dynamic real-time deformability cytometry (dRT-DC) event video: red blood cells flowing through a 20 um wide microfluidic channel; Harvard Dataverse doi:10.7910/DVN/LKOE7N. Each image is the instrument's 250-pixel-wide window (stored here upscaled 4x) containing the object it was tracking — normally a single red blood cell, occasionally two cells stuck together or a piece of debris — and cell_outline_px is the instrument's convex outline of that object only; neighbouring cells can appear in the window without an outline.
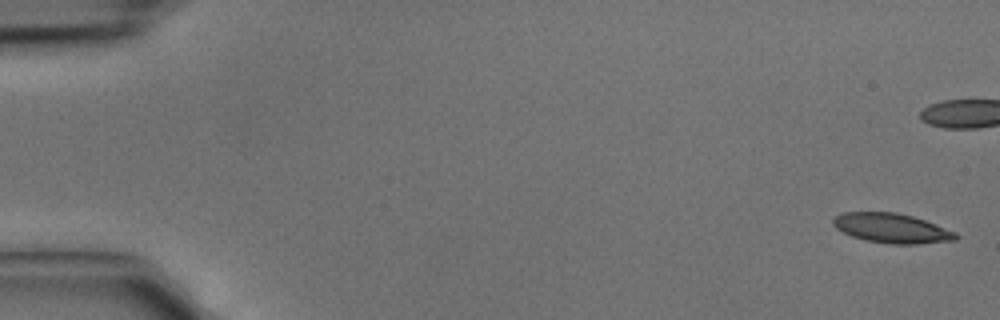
{"species": "common noctule bat (a hibernating species)", "species_latin": "Nyctalus noctula", "temperature_condition": "cold", "stored_images_in_passage": 44, "camera_frame_rate_fps": 3000, "um_per_image_px": 0.085, "animal": {"sex": "male", "body_mass_g": 15.6}, "frame": {"image": 1, "passage_image": 1, "time_ms": 0.0, "image_size_px": [1000, 320], "cell_outline_px": [[960, 236], [956, 240], [916, 244], [892, 244], [868, 240], [852, 236], [836, 228], [832, 224], [832, 220], [836, 216], [844, 212], [896, 212], [912, 216], [936, 224], [956, 232]], "centroid_in_image_um": [75.82, 19.39], "position_along_channel_um": 9.2, "area_um2": 21.04}}
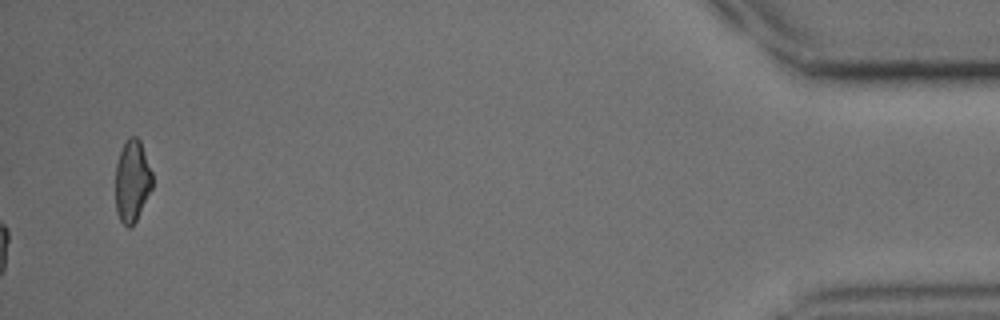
{"frame": {"image": 2, "passage_image": 44, "time_ms": 14.333, "image_size_px": [1000, 320], "cell_outline_px": [[152, 188], [132, 228], [128, 228], [120, 220], [116, 212], [116, 164], [120, 152], [128, 136], [136, 136], [140, 140], [152, 172]], "centroid_in_image_um": [11.23, 15.39], "position_along_channel_um": 424.0, "area_um2": 17.57}}